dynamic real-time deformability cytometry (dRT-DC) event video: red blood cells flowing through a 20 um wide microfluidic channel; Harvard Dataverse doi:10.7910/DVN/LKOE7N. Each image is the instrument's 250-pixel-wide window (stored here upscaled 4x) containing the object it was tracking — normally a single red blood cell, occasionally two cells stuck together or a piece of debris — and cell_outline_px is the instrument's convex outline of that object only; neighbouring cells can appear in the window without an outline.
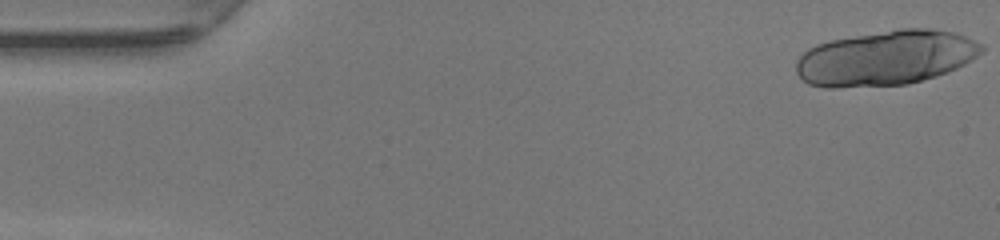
{"species": "human", "species_latin": "Homo sapiens", "temperature_condition": "warm", "stored_images_in_passage": 49, "camera_frame_rate_fps": 3000, "um_per_image_px": 0.085, "donor": {"sex": "female"}, "frame": {"image": 1, "passage_image": 1, "time_ms": 0.0, "image_size_px": [1000, 240], "cell_outline_px": [[984, 52], [964, 64], [948, 72], [936, 76], [908, 84], [836, 88], [824, 88], [808, 84], [796, 72], [796, 60], [808, 48], [816, 44], [832, 40], [900, 28], [932, 28], [956, 32], [984, 44]], "centroid_in_image_um": [75.32, 4.92], "position_along_channel_um": 9.7, "area_um2": 59.65}}
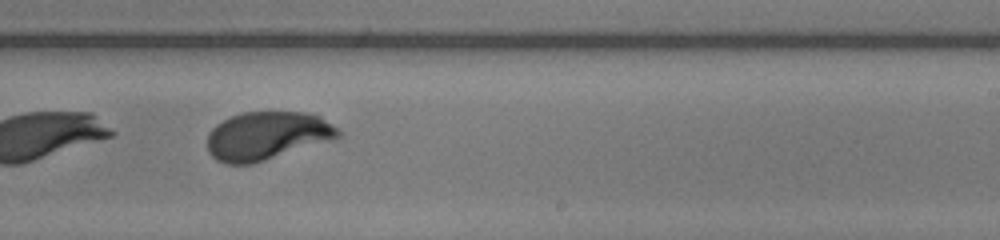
{"frame": {"image": 2, "passage_image": 30, "time_ms": 9.667, "image_size_px": [1000, 240], "cell_outline_px": [[340, 136], [252, 164], [228, 164], [216, 160], [208, 152], [208, 132], [216, 124], [232, 116], [244, 112], [304, 112], [320, 116], [340, 128]], "centroid_in_image_um": [22.66, 11.53], "position_along_channel_um": 266.3, "area_um2": 36.36}}
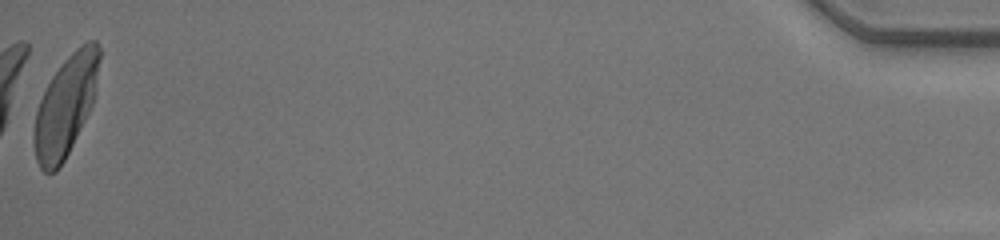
{"frame": {"image": 3, "passage_image": 49, "time_ms": 16.0, "image_size_px": [1000, 240], "cell_outline_px": [[100, 56], [96, 88], [92, 104], [64, 160], [56, 172], [44, 172], [40, 168], [36, 160], [32, 140], [32, 136], [36, 112], [40, 100], [52, 76], [64, 60], [76, 48], [88, 40], [96, 40], [100, 48]], "centroid_in_image_um": [5.56, 8.99], "position_along_channel_um": 429.6, "area_um2": 37.8}, "authors_computed_cell_mechanics": {"area_um2": 37.8012, "velocity_mm_per_s": 4.2114, "shape_relaxation_time_tau1_ms": 2.5713, "shape_relaxation_time_tau2_ms": null, "deformation_change_tau1": 0.1887, "deformation_change_tau2": null}}